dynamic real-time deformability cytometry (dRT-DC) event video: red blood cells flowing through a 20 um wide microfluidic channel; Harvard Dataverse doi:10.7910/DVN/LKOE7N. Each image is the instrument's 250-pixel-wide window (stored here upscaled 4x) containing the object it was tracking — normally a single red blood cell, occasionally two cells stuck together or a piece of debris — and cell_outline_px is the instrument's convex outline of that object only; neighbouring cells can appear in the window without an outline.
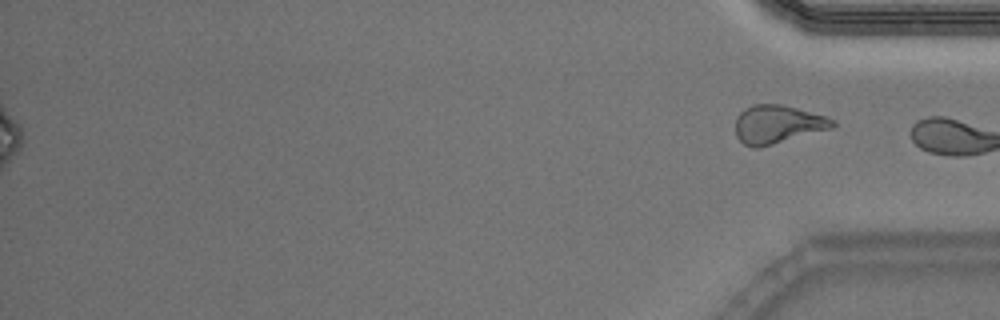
{"species": "Egyptian fruit bat (a non-hibernating species)", "species_latin": "Rousettus aegyptiacus", "temperature_condition": "warm", "stored_images_in_passage": 48, "segment_of_instrument_passage": [2, 2], "camera_frame_rate_fps": 3000, "um_per_image_px": 0.085, "animal": {"sex": "male"}, "frame": {"image": 1, "passage_image": 48, "time_ms": 15.667, "image_size_px": [1000, 320], "cell_outline_px": [[836, 124], [832, 128], [772, 144], [756, 148], [752, 148], [744, 144], [736, 136], [736, 116], [744, 108], [752, 104], [780, 104], [796, 108], [824, 116], [836, 120]], "centroid_in_image_um": [66.06, 10.56], "position_along_channel_um": 369.1, "area_um2": 21.5}}